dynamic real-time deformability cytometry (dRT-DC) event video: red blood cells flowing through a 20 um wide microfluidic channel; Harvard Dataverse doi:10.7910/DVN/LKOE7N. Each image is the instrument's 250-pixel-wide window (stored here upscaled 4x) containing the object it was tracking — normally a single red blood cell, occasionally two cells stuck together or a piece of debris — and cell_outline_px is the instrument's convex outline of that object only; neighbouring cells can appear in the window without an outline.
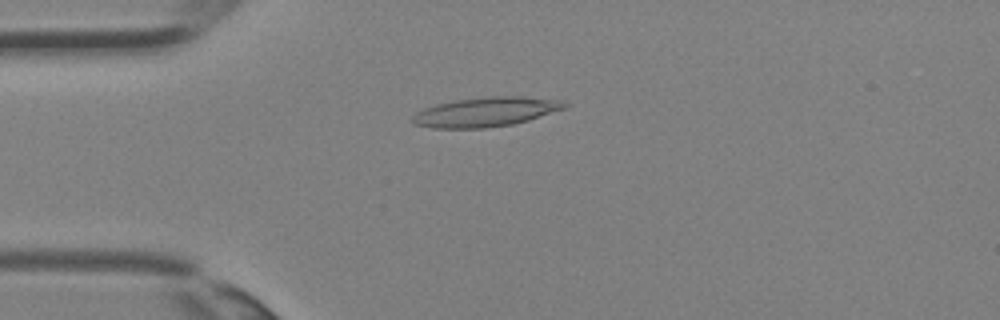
{"species": "Egyptian fruit bat (a non-hibernating species)", "species_latin": "Rousettus aegyptiacus", "temperature_condition": "room temperature", "stored_images_in_passage": 30, "camera_frame_rate_fps": 3000, "um_per_image_px": 0.085, "animal": {"sex": "female"}, "frame": {"image": 1, "passage_image": 4, "time_ms": 1.0, "image_size_px": [1000, 320], "cell_outline_px": [[568, 104], [564, 108], [528, 120], [512, 124], [484, 128], [432, 128], [412, 124], [412, 116], [416, 112], [424, 108], [436, 104], [456, 100], [488, 96], [524, 96], [564, 100]], "centroid_in_image_um": [41.27, 9.51], "position_along_channel_um": 43.7, "area_um2": 26.13}}
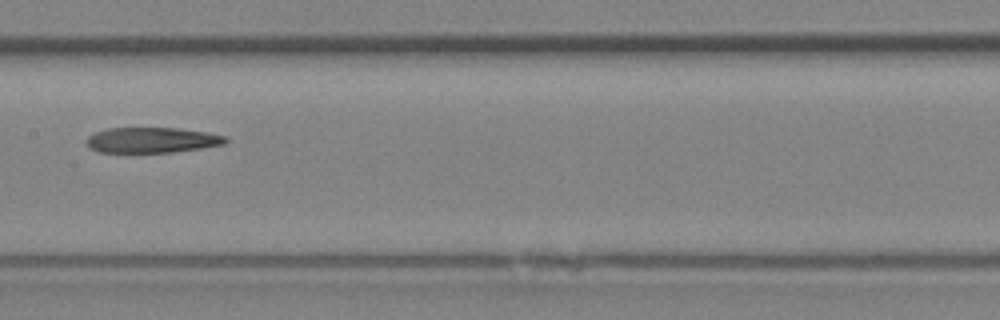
{"frame": {"image": 2, "passage_image": 13, "time_ms": 4.0, "image_size_px": [1000, 320], "cell_outline_px": [[228, 140], [224, 144], [204, 148], [172, 152], [100, 152], [88, 148], [84, 140], [88, 136], [96, 132], [108, 128], [180, 128], [228, 136]], "centroid_in_image_um": [12.9, 11.91], "position_along_channel_um": 194.5, "area_um2": 20.75}}
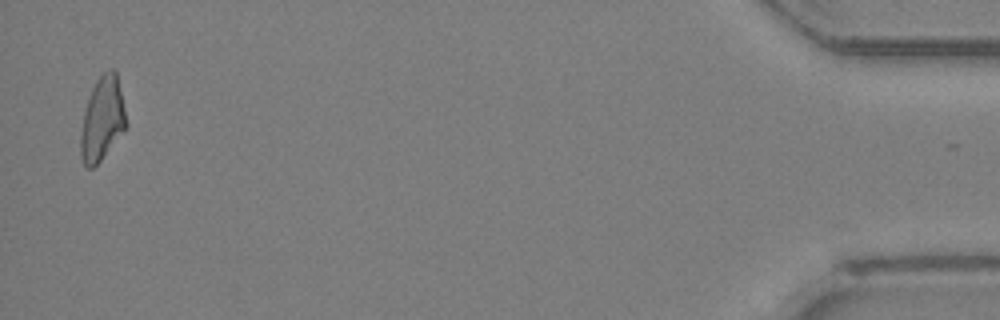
{"frame": {"image": 3, "passage_image": 30, "time_ms": 9.667, "image_size_px": [1000, 320], "cell_outline_px": [[128, 124], [100, 160], [92, 168], [88, 168], [84, 164], [80, 156], [80, 132], [84, 112], [92, 88], [96, 80], [104, 72], [112, 68], [116, 72]], "centroid_in_image_um": [8.68, 10.1], "position_along_channel_um": 426.5, "area_um2": 21.79}}